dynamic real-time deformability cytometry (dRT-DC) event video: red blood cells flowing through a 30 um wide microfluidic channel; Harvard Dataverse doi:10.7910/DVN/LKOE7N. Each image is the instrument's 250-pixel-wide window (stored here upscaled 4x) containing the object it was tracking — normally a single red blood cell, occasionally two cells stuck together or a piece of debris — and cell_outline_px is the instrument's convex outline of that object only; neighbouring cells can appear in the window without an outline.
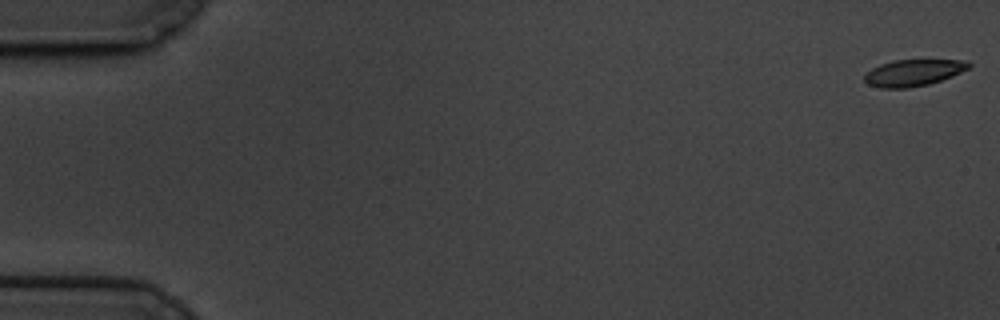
{"species": "common noctule bat (a hibernating species)", "species_latin": "Nyctalus noctula", "temperature_condition": "cold", "stored_images_in_passage": 61, "camera_frame_rate_fps": 3000, "um_per_image_px": 0.085, "animal": {"sex": "male", "body_mass_g": 19.5, "forearm_length_mm": 54.6}, "frame": {"image": 1, "passage_image": 1, "time_ms": 0.0, "image_size_px": [1000, 320], "cell_outline_px": [[972, 64], [968, 68], [952, 76], [928, 84], [908, 88], [880, 88], [868, 84], [864, 80], [864, 76], [872, 68], [880, 64], [896, 60], [968, 60]], "centroid_in_image_um": [77.63, 6.18], "position_along_channel_um": 7.4, "area_um2": 16.01}}
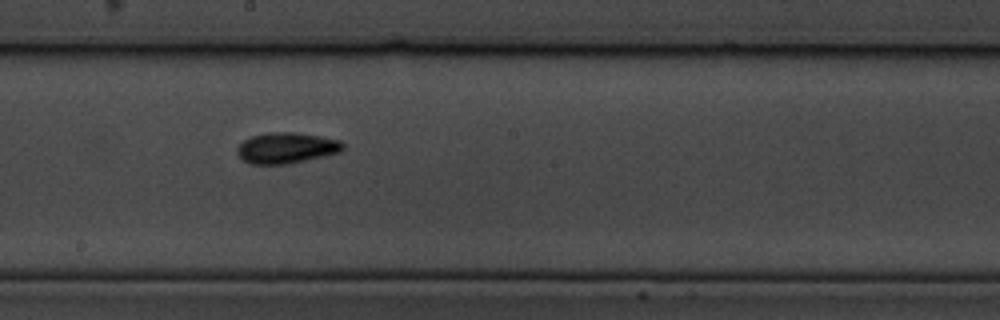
{"frame": {"image": 2, "passage_image": 34, "time_ms": 11.0, "image_size_px": [1000, 320], "cell_outline_px": [[344, 148], [340, 152], [324, 156], [288, 164], [252, 164], [244, 160], [236, 152], [236, 148], [244, 140], [252, 136], [268, 132], [296, 132], [320, 136], [340, 140], [344, 144]], "centroid_in_image_um": [24.36, 12.57], "position_along_channel_um": 223.8, "area_um2": 19.02}}
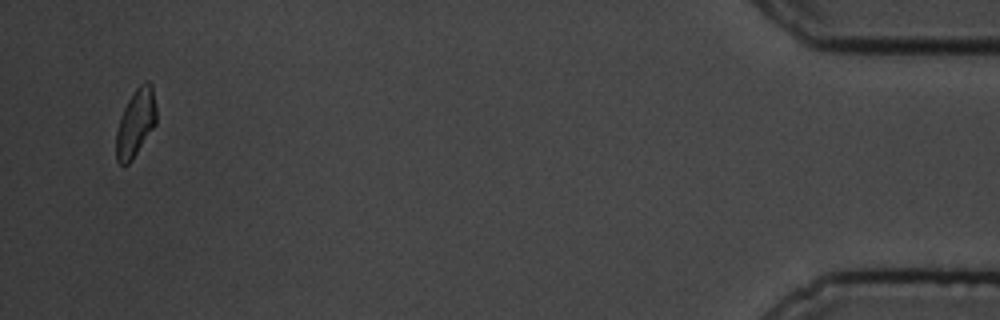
{"frame": {"image": 3, "passage_image": 59, "time_ms": 19.333, "image_size_px": [1000, 320], "cell_outline_px": [[156, 124], [132, 160], [128, 164], [120, 164], [116, 160], [116, 132], [120, 116], [128, 100], [136, 88], [144, 80], [148, 80], [152, 84], [156, 108]], "centroid_in_image_um": [11.53, 10.43], "position_along_channel_um": 423.7, "area_um2": 15.9}, "authors_computed_cell_mechanics": {"area_um2": 17.2244, "velocity_mm_per_s": 3.3416, "shape_relaxation_time_tau1_ms": 4.1615, "shape_relaxation_time_tau2_ms": 3.2966, "deformation_change_tau1": 0.1084, "deformation_change_tau2": 0.0875}}